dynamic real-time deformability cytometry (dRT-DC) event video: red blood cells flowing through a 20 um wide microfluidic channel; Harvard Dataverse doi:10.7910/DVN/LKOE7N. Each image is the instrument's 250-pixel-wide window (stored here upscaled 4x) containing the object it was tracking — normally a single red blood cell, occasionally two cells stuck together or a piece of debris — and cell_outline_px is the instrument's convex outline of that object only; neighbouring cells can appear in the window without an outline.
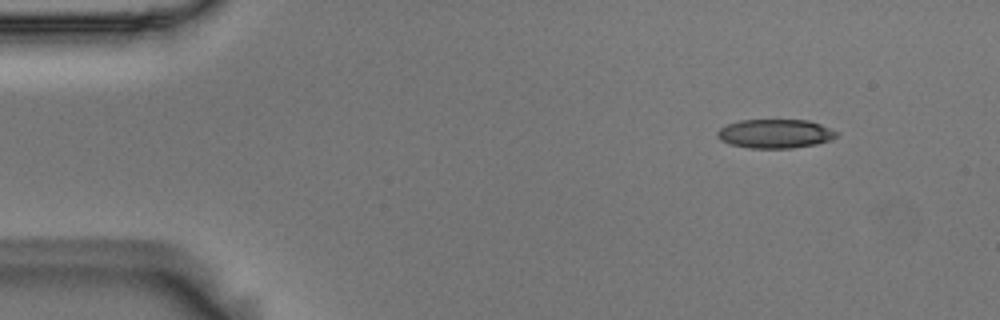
{"species": "Egyptian fruit bat (a non-hibernating species)", "species_latin": "Rousettus aegyptiacus", "temperature_condition": "room temperature", "stored_images_in_passage": 54, "camera_frame_rate_fps": 3000, "um_per_image_px": 0.085, "animal": {"sex": "male"}, "frame": {"image": 1, "passage_image": 5, "time_ms": 1.333, "image_size_px": [1000, 320], "cell_outline_px": [[840, 132], [836, 136], [828, 140], [816, 144], [792, 148], [748, 148], [732, 144], [720, 140], [716, 136], [716, 132], [720, 128], [728, 124], [740, 120], [808, 120], [820, 124]], "centroid_in_image_um": [65.88, 11.36], "position_along_channel_um": 19.1, "area_um2": 20.06}}
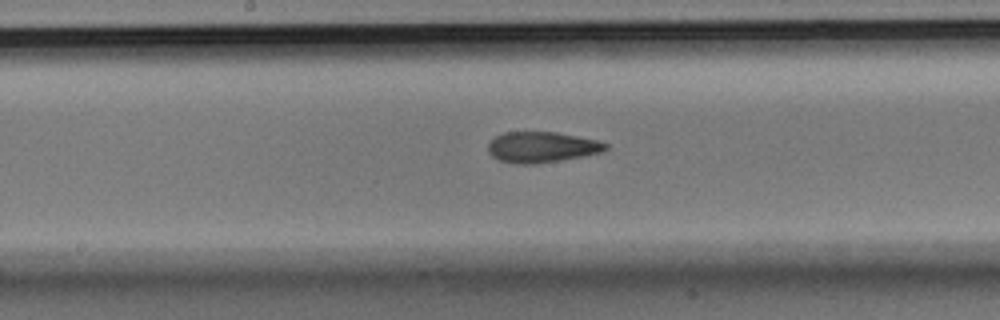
{"frame": {"image": 2, "passage_image": 27, "time_ms": 8.667, "image_size_px": [1000, 320], "cell_outline_px": [[608, 148], [604, 152], [584, 156], [560, 160], [532, 164], [516, 164], [500, 160], [492, 156], [488, 152], [488, 144], [496, 136], [504, 132], [556, 132], [596, 140], [608, 144]], "centroid_in_image_um": [46.06, 12.51], "position_along_channel_um": 202.1, "area_um2": 20.98}}
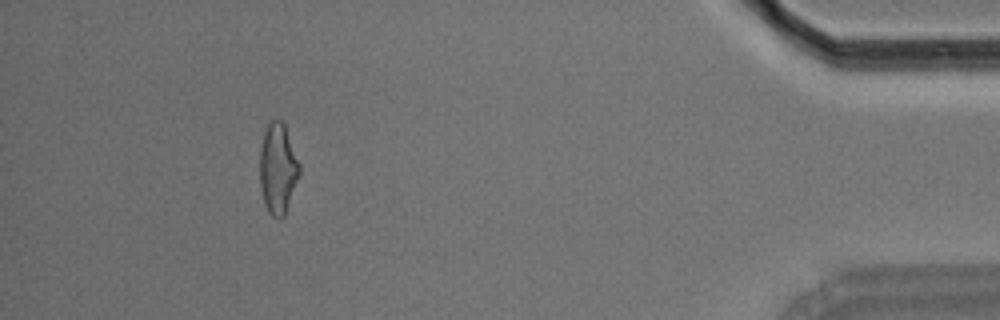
{"frame": {"image": 3, "passage_image": 49, "time_ms": 16.0, "image_size_px": [1000, 320], "cell_outline_px": [[300, 172], [284, 216], [280, 220], [272, 216], [268, 212], [264, 204], [260, 184], [260, 148], [264, 132], [268, 124], [272, 120], [280, 120], [284, 124], [300, 164]], "centroid_in_image_um": [23.61, 14.35], "position_along_channel_um": 411.6, "area_um2": 20.75}, "authors_computed_cell_mechanics": {"area_um2": 20.8658, "velocity_mm_per_s": 3.6631, "shape_relaxation_time_tau1_ms": 9.8433, "shape_relaxation_time_tau2_ms": 2.6998, "deformation_change_tau1": 0.2029, "deformation_change_tau2": 0.1049}}